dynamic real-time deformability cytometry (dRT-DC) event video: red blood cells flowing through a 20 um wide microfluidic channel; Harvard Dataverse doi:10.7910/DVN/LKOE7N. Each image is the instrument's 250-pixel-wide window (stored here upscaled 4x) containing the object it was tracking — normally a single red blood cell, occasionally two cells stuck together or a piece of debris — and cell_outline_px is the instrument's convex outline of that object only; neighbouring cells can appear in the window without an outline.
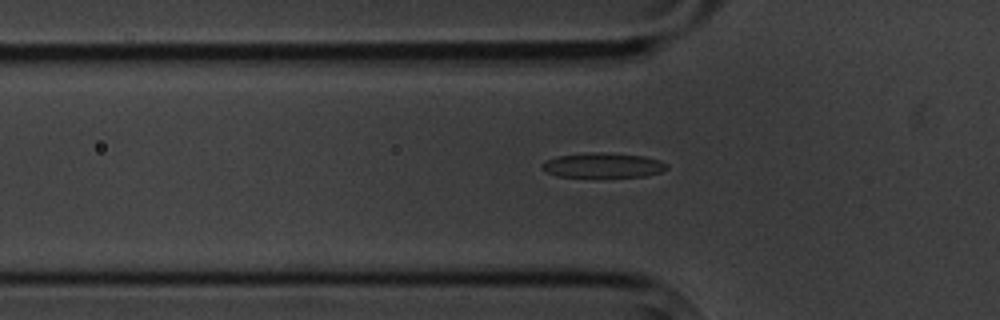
{"species": "common noctule bat (a hibernating species)", "species_latin": "Nyctalus noctula", "temperature_condition": "cold", "stored_images_in_passage": 7, "camera_frame_rate_fps": 3000, "um_per_image_px": 0.085, "animal": {"sex": "male", "body_mass_g": 20.1, "forearm_length_mm": 53.5}, "frame": {"image": 1, "passage_image": 7, "time_ms": 7.667, "image_size_px": [1000, 320], "cell_outline_px": [[668, 168], [660, 172], [648, 176], [556, 176], [544, 172], [540, 168], [540, 164], [544, 160], [556, 156], [588, 152], [600, 152], [644, 156], [660, 160], [668, 164]], "centroid_in_image_um": [51.2, 14.03], "position_along_channel_um": 74.6, "area_um2": 18.15}}